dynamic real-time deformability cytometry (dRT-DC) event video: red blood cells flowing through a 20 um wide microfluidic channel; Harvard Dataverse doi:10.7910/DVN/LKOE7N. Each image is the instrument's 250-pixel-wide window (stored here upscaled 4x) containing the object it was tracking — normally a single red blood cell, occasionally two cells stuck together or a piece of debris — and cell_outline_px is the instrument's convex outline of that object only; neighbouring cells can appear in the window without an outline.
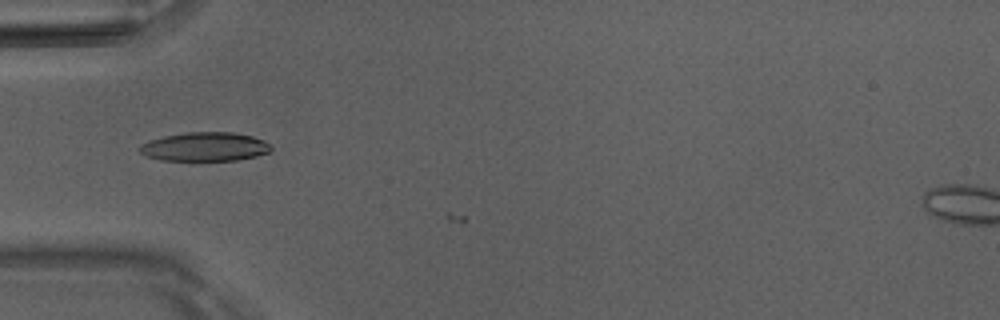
{"species": "Egyptian fruit bat (a non-hibernating species)", "species_latin": "Rousettus aegyptiacus", "temperature_condition": "room temperature", "stored_images_in_passage": 3, "camera_frame_rate_fps": 3000, "um_per_image_px": 0.085, "animal": {"sex": "male"}, "frame": {"image": 1, "passage_image": 2, "time_ms": 0.333, "image_size_px": [1000, 320], "cell_outline_px": [[272, 148], [268, 152], [256, 156], [236, 160], [160, 160], [148, 156], [140, 152], [140, 144], [148, 140], [164, 136], [184, 132], [232, 132], [252, 136], [264, 140], [272, 144]], "centroid_in_image_um": [17.42, 12.46], "position_along_channel_um": 67.6, "area_um2": 22.14}}